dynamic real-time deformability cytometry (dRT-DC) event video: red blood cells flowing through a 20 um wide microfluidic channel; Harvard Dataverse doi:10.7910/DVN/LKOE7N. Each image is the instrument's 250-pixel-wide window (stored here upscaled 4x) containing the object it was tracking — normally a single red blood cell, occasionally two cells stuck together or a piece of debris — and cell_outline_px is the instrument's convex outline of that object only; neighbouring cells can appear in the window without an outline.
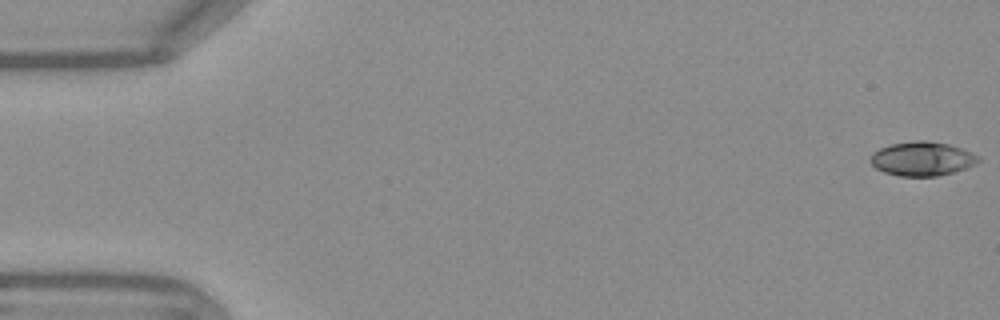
{"species": "Egyptian fruit bat (a non-hibernating species)", "species_latin": "Rousettus aegyptiacus", "temperature_condition": "warm", "stored_images_in_passage": 43, "camera_frame_rate_fps": 3000, "um_per_image_px": 0.085, "frame": {"image": 1, "passage_image": 1, "time_ms": 0.0, "image_size_px": [1000, 320], "cell_outline_px": [[980, 160], [976, 164], [952, 172], [936, 176], [896, 176], [884, 172], [876, 168], [872, 164], [872, 152], [880, 148], [892, 144], [916, 140], [928, 140], [948, 144], [972, 152]], "centroid_in_image_um": [78.37, 13.49], "position_along_channel_um": 6.6, "area_um2": 21.21}}
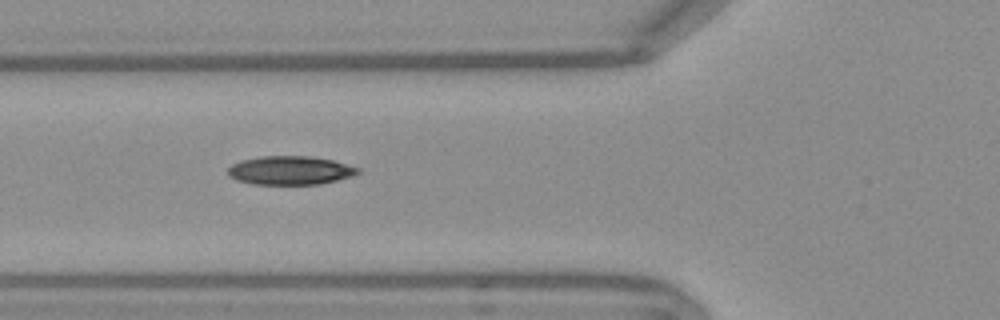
{"frame": {"image": 2, "passage_image": 20, "time_ms": 6.333, "image_size_px": [1000, 320], "cell_outline_px": [[360, 172], [352, 176], [320, 184], [252, 184], [236, 180], [228, 176], [228, 168], [232, 164], [244, 160], [260, 156], [312, 156], [332, 160], [360, 168]], "centroid_in_image_um": [24.66, 14.48], "position_along_channel_um": 101.1, "area_um2": 21.68}}
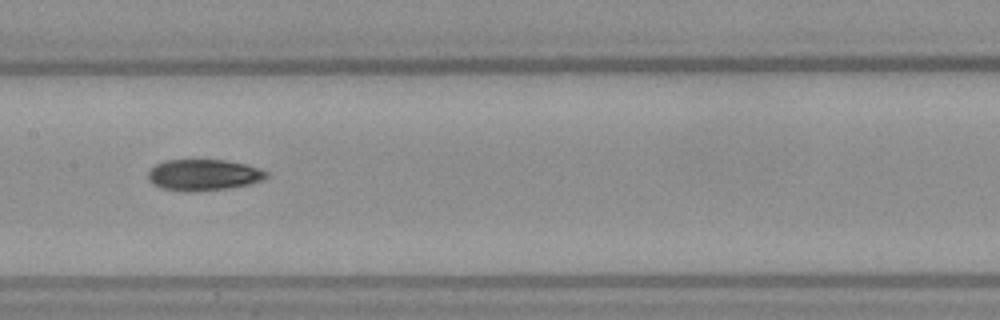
{"frame": {"image": 3, "passage_image": 27, "time_ms": 8.667, "image_size_px": [1000, 320], "cell_outline_px": [[268, 176], [260, 180], [248, 184], [228, 188], [196, 192], [184, 192], [160, 188], [152, 184], [148, 180], [148, 172], [156, 164], [164, 160], [224, 160], [248, 164], [260, 168], [268, 172]], "centroid_in_image_um": [17.27, 14.87], "position_along_channel_um": 190.1, "area_um2": 21.73}, "authors_computed_cell_mechanics": {"area_um2": 21.6172, "velocity_mm_per_s": 3.7862, "shape_relaxation_time_tau1_ms": 6.3617, "shape_relaxation_time_tau2_ms": null, "deformation_change_tau1": 0.1703, "deformation_change_tau2": null}}